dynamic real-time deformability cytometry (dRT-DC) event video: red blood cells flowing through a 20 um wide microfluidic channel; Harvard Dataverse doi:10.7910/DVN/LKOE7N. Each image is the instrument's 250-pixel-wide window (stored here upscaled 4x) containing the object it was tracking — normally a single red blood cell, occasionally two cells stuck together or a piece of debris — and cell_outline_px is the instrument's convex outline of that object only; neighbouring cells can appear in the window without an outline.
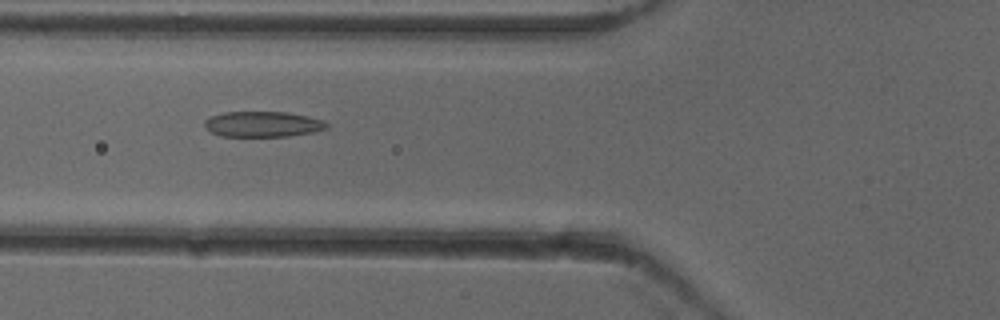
{"species": "common noctule bat (a hibernating species)", "species_latin": "Nyctalus noctula", "temperature_condition": "cold", "stored_images_in_passage": 44, "camera_frame_rate_fps": 3000, "um_per_image_px": 0.085, "animal": {"sex": "female"}, "frame": {"image": 1, "passage_image": 12, "time_ms": 3.667, "image_size_px": [1000, 320], "cell_outline_px": [[328, 128], [312, 132], [288, 136], [220, 136], [204, 128], [204, 120], [212, 116], [224, 112], [288, 112], [308, 116], [324, 120], [328, 124]], "centroid_in_image_um": [22.33, 10.55], "position_along_channel_um": 103.5, "area_um2": 18.21}}
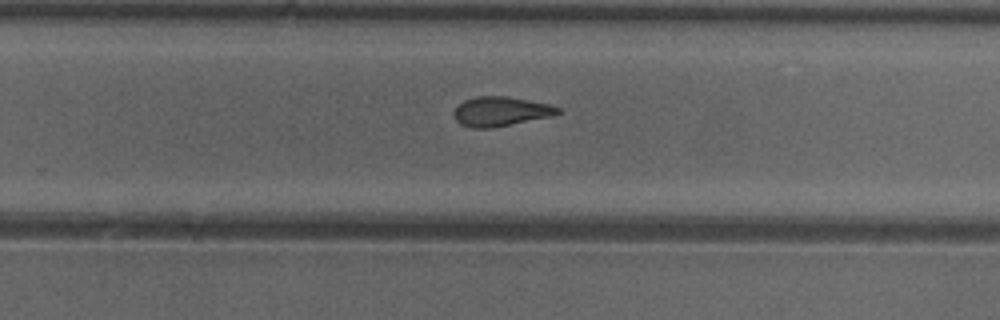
{"frame": {"image": 2, "passage_image": 26, "time_ms": 8.333, "image_size_px": [1000, 320], "cell_outline_px": [[560, 112], [552, 116], [492, 128], [472, 128], [460, 124], [456, 120], [456, 108], [464, 100], [476, 96], [508, 96], [552, 104], [560, 108]], "centroid_in_image_um": [42.6, 9.46], "position_along_channel_um": 287.2, "area_um2": 17.8}}
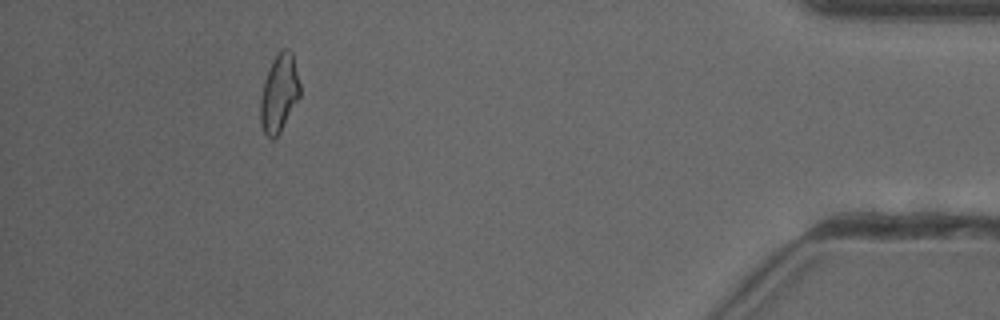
{"frame": {"image": 3, "passage_image": 40, "time_ms": 13.0, "image_size_px": [1000, 320], "cell_outline_px": [[300, 96], [280, 132], [272, 140], [264, 132], [260, 124], [260, 100], [264, 80], [272, 60], [284, 48], [288, 48], [292, 52], [300, 84]], "centroid_in_image_um": [23.72, 7.93], "position_along_channel_um": 411.5, "area_um2": 17.8}, "authors_computed_cell_mechanics": {"area_um2": 18.0625, "velocity_mm_per_s": 3.9245, "shape_relaxation_time_tau1_ms": null, "shape_relaxation_time_tau2_ms": 2.9835, "deformation_change_tau1": null, "deformation_change_tau2": 0.1017}}